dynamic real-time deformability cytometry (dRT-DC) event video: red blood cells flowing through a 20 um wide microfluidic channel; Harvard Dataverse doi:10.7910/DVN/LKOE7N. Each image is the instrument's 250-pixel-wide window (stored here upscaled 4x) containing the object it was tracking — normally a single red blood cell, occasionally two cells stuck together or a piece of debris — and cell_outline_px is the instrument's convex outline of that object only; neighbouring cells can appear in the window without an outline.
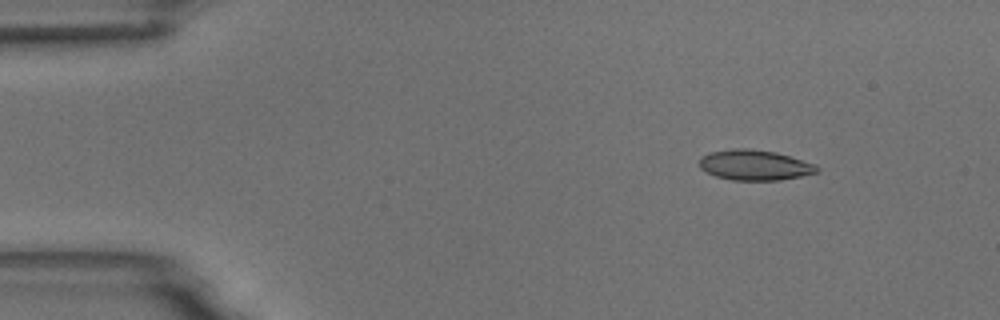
{"species": "common noctule bat (a hibernating species)", "species_latin": "Nyctalus noctula", "temperature_condition": "room temperature", "stored_images_in_passage": 9, "camera_frame_rate_fps": 3000, "um_per_image_px": 0.085, "animal": {"sex": "male", "body_mass_g": 18.8}, "frame": {"image": 1, "passage_image": 2, "time_ms": 2.0, "image_size_px": [1000, 320], "cell_outline_px": [[820, 172], [780, 180], [732, 180], [716, 176], [700, 168], [700, 156], [708, 152], [732, 148], [752, 148], [776, 152], [816, 164], [820, 168]], "centroid_in_image_um": [64.16, 14.02], "position_along_channel_um": 20.8, "area_um2": 20.98}}
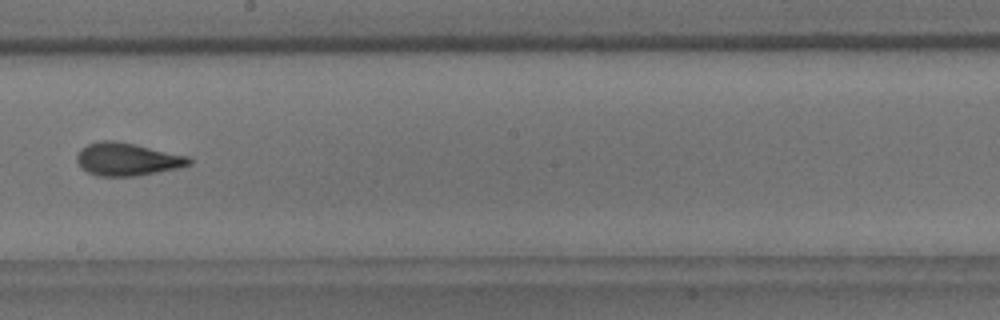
{"frame": {"image": 2, "passage_image": 9, "time_ms": 10.0, "image_size_px": [1000, 320], "cell_outline_px": [[192, 164], [180, 168], [136, 176], [96, 176], [88, 172], [76, 160], [76, 156], [80, 148], [88, 144], [100, 140], [116, 140], [136, 144], [188, 156], [192, 160]], "centroid_in_image_um": [10.83, 13.53], "position_along_channel_um": 237.4, "area_um2": 21.62}}